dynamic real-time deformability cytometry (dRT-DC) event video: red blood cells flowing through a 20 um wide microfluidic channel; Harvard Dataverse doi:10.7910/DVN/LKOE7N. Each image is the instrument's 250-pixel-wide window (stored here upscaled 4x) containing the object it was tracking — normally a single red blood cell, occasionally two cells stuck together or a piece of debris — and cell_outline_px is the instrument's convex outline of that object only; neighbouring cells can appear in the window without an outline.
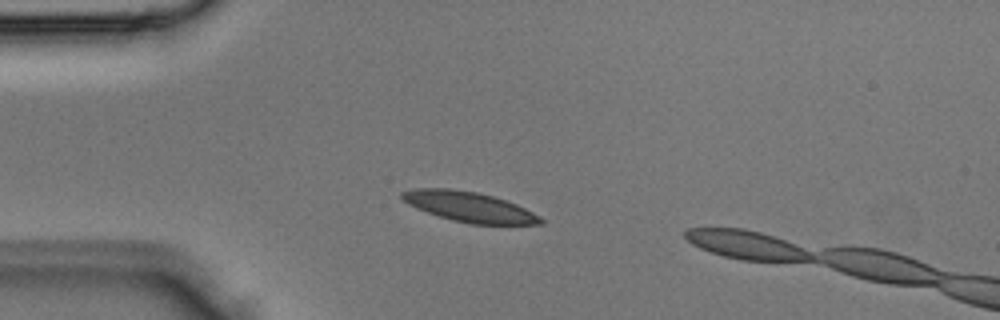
{"species": "Egyptian fruit bat (a non-hibernating species)", "species_latin": "Rousettus aegyptiacus", "temperature_condition": "room temperature", "stored_images_in_passage": 2, "camera_frame_rate_fps": 3000, "um_per_image_px": 0.085, "animal": {"sex": "male"}, "frame": {"image": 1, "passage_image": 1, "time_ms": 0.0, "image_size_px": [1000, 320], "cell_outline_px": [[544, 224], [472, 224], [452, 220], [416, 208], [408, 204], [400, 196], [400, 192], [416, 188], [448, 188], [476, 192], [492, 196], [516, 204], [540, 216], [544, 220]], "centroid_in_image_um": [39.87, 17.58], "position_along_channel_um": 45.1, "area_um2": 24.04}}